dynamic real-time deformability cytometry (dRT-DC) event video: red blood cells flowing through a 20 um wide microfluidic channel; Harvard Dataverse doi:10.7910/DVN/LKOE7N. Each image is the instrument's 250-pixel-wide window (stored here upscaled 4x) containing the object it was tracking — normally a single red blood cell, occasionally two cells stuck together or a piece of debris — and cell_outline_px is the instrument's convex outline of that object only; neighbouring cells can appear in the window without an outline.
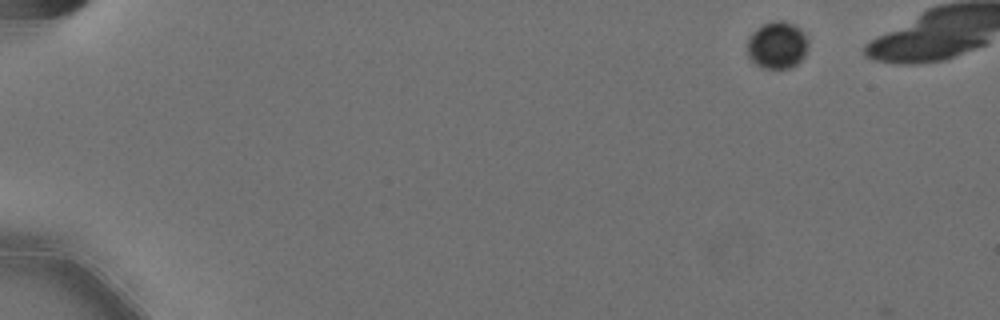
{"species": "Egyptian fruit bat (a non-hibernating species)", "species_latin": "Rousettus aegyptiacus", "temperature_condition": "cold", "stored_images_in_passage": 4, "camera_frame_rate_fps": 3000, "um_per_image_px": 0.085, "animal": {"sex": "female"}, "frame": {"image": 1, "passage_image": 1, "time_ms": 0.0, "image_size_px": [1000, 320], "cell_outline_px": [[808, 44], [804, 56], [796, 64], [788, 68], [764, 68], [756, 64], [744, 52], [748, 40], [752, 32], [756, 28], [764, 24], [776, 20], [780, 20], [792, 24], [800, 28], [804, 32], [808, 40]], "centroid_in_image_um": [66.03, 3.83], "position_along_channel_um": 19.0, "area_um2": 16.82}}